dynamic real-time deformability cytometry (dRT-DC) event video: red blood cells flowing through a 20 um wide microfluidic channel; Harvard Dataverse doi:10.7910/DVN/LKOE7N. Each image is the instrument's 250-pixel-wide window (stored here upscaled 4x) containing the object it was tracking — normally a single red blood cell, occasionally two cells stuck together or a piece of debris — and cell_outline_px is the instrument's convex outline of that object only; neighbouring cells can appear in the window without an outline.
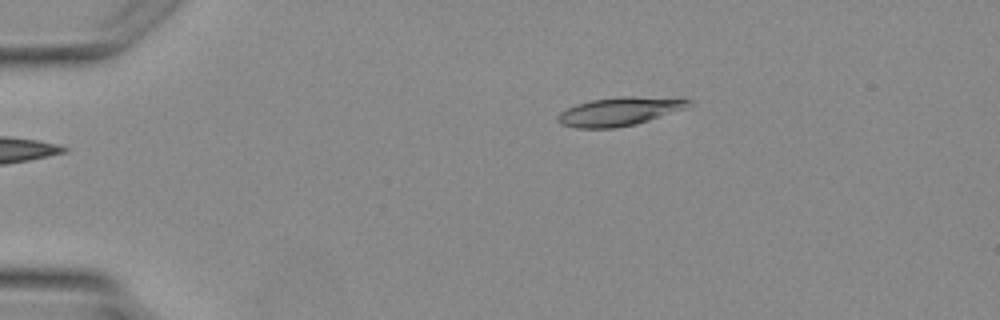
{"species": "Egyptian fruit bat (a non-hibernating species)", "species_latin": "Rousettus aegyptiacus", "temperature_condition": "warm", "stored_images_in_passage": 4, "camera_frame_rate_fps": 3000, "um_per_image_px": 0.085, "animal": {"sex": "female"}, "frame": {"image": 1, "passage_image": 4, "time_ms": 3.333, "image_size_px": [1000, 320], "cell_outline_px": [[692, 100], [688, 108], [636, 124], [616, 128], [576, 128], [560, 124], [556, 120], [556, 116], [560, 112], [576, 104], [592, 100], [624, 96], [632, 96]], "centroid_in_image_um": [52.61, 9.49], "position_along_channel_um": 32.4, "area_um2": 21.62}}